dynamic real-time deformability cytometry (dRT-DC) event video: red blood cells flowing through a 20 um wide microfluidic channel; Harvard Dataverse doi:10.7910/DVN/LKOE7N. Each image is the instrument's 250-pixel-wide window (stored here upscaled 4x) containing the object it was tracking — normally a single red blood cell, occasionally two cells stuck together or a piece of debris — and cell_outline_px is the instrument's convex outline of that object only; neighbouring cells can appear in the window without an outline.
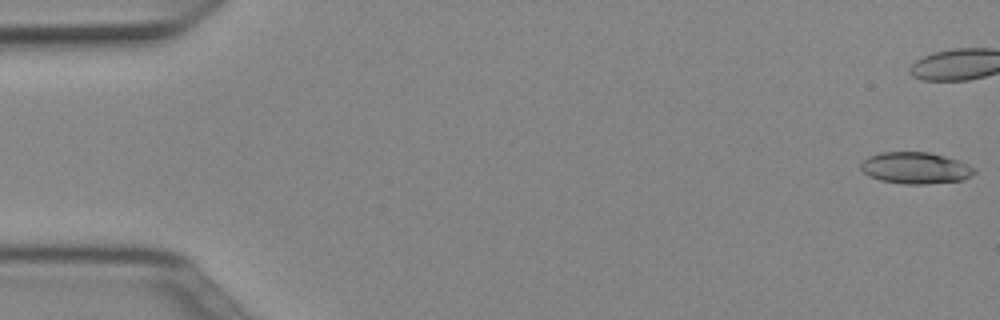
{"species": "Egyptian fruit bat (a non-hibernating species)", "species_latin": "Rousettus aegyptiacus", "temperature_condition": "cold", "stored_images_in_passage": 12, "camera_frame_rate_fps": 3000, "um_per_image_px": 0.085, "animal": {"sex": "female"}, "frame": {"image": 1, "passage_image": 1, "time_ms": 0.0, "image_size_px": [1000, 320], "cell_outline_px": [[976, 172], [972, 176], [964, 180], [924, 184], [904, 184], [880, 180], [868, 176], [860, 168], [860, 164], [868, 156], [880, 152], [928, 152], [960, 160], [976, 168]], "centroid_in_image_um": [77.84, 14.28], "position_along_channel_um": 7.2, "area_um2": 21.1}}